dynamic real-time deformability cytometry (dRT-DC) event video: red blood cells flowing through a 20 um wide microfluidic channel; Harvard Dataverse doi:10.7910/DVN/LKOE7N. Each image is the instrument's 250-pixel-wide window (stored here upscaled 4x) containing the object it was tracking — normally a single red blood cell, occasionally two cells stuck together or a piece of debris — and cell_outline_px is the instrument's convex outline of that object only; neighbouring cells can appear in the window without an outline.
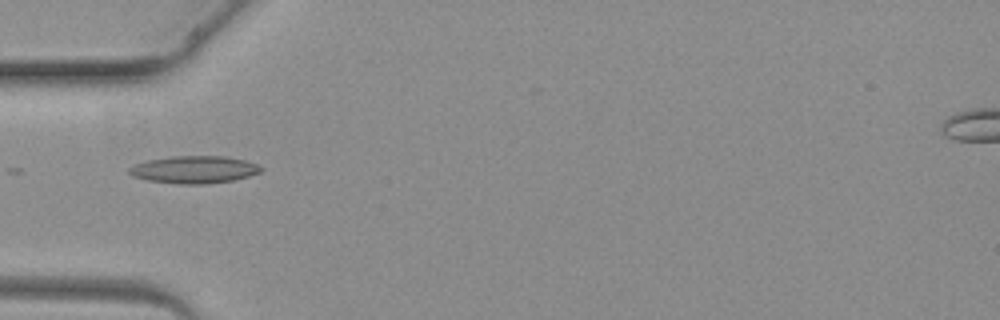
{"species": "common noctule bat (a hibernating species)", "species_latin": "Nyctalus noctula", "temperature_condition": "warm", "stored_images_in_passage": 3, "camera_frame_rate_fps": 3000, "um_per_image_px": 0.085, "animal": {"sex": "female", "body_mass_g": 19.3, "forearm_length_mm": 54.1}, "frame": {"image": 1, "passage_image": 3, "time_ms": 2.333, "image_size_px": [1000, 320], "cell_outline_px": [[264, 168], [260, 172], [248, 176], [232, 180], [204, 184], [180, 184], [148, 180], [132, 176], [128, 172], [128, 168], [132, 164], [148, 160], [172, 156], [224, 156], [244, 160], [260, 164]], "centroid_in_image_um": [16.49, 14.41], "position_along_channel_um": 68.5, "area_um2": 21.1}}